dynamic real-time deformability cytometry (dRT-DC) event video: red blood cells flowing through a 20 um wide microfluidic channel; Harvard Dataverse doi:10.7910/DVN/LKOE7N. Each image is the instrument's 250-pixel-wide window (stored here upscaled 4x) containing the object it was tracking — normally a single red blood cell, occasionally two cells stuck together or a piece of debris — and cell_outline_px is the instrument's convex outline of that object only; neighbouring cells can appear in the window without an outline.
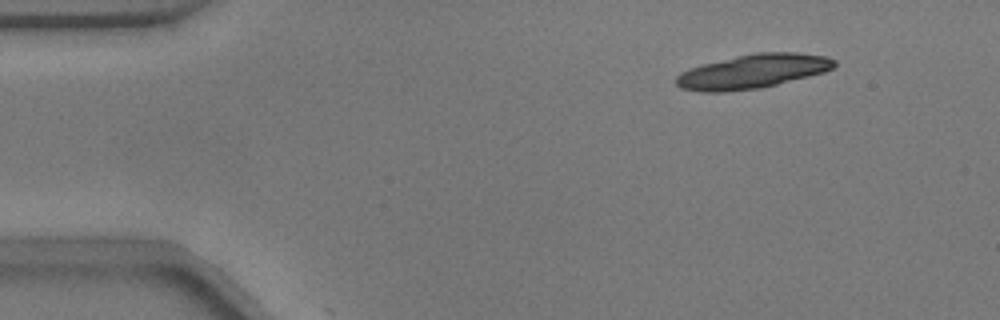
{"species": "common noctule bat (a hibernating species)", "species_latin": "Nyctalus noctula", "temperature_condition": "warm", "stored_images_in_passage": 7, "camera_frame_rate_fps": 3000, "um_per_image_px": 0.085, "animal": {"sex": "male", "body_mass_g": 17.9}, "frame": {"image": 1, "passage_image": 6, "time_ms": 1.667, "image_size_px": [1000, 320], "cell_outline_px": [[836, 64], [832, 68], [824, 72], [760, 88], [724, 92], [700, 92], [680, 88], [676, 84], [676, 76], [680, 72], [688, 68], [736, 56], [756, 52], [796, 52], [828, 56], [836, 60]], "centroid_in_image_um": [63.97, 6.06], "position_along_channel_um": 21.0, "area_um2": 31.44}}